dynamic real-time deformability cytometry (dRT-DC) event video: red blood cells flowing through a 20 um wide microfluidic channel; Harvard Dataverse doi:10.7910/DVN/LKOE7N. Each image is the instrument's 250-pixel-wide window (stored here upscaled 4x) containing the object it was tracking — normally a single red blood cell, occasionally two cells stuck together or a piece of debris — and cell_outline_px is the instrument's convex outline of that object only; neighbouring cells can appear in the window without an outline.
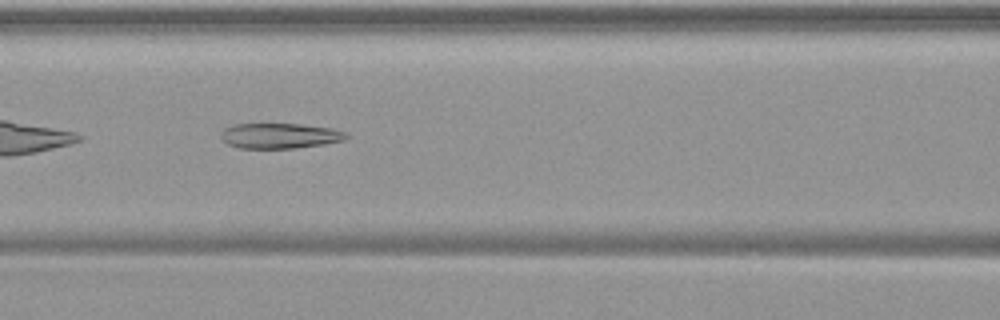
{"species": "common noctule bat (a hibernating species)", "species_latin": "Nyctalus noctula", "temperature_condition": "warm", "stored_images_in_passage": 37, "camera_frame_rate_fps": 3000, "um_per_image_px": 0.085, "animal": {"sex": "female", "body_mass_g": 19.9}, "frame": {"image": 1, "passage_image": 7, "time_ms": 2.0, "image_size_px": [1000, 320], "cell_outline_px": [[348, 136], [344, 140], [324, 144], [296, 148], [240, 148], [228, 144], [220, 136], [220, 132], [224, 128], [236, 124], [300, 124], [332, 128], [348, 132]], "centroid_in_image_um": [23.8, 11.54], "position_along_channel_um": 142.8, "area_um2": 18.5}}
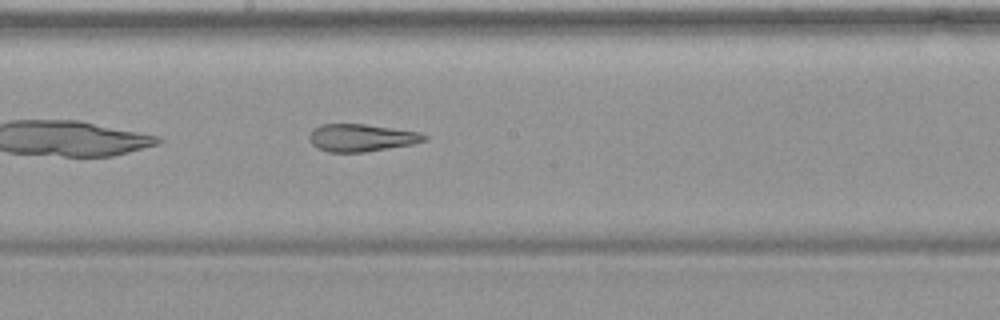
{"frame": {"image": 2, "passage_image": 13, "time_ms": 4.0, "image_size_px": [1000, 320], "cell_outline_px": [[428, 140], [412, 144], [364, 152], [328, 152], [316, 148], [308, 140], [308, 136], [312, 128], [320, 124], [364, 124], [420, 132], [428, 136]], "centroid_in_image_um": [30.68, 11.7], "position_along_channel_um": 217.5, "area_um2": 18.55}}
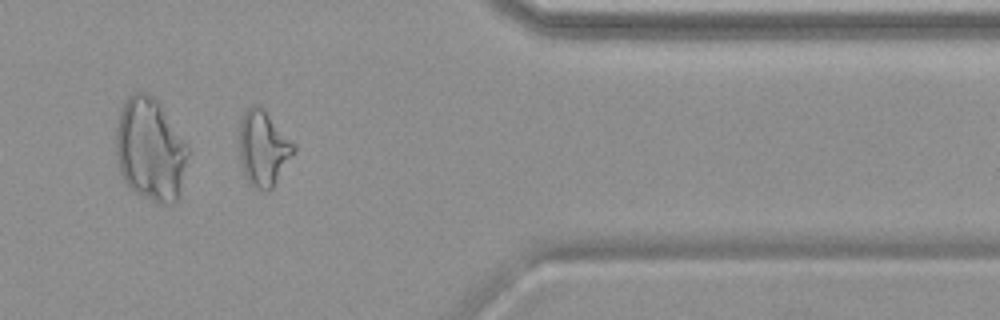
{"frame": {"image": 3, "passage_image": 28, "time_ms": 9.0, "image_size_px": [1000, 320], "cell_outline_px": [[296, 148], [272, 188], [268, 192], [264, 192], [252, 184], [244, 176], [240, 160], [240, 120], [244, 112], [252, 104], [260, 104], [296, 144]], "centroid_in_image_um": [22.38, 12.56], "position_along_channel_um": 389.0, "area_um2": 23.87}}